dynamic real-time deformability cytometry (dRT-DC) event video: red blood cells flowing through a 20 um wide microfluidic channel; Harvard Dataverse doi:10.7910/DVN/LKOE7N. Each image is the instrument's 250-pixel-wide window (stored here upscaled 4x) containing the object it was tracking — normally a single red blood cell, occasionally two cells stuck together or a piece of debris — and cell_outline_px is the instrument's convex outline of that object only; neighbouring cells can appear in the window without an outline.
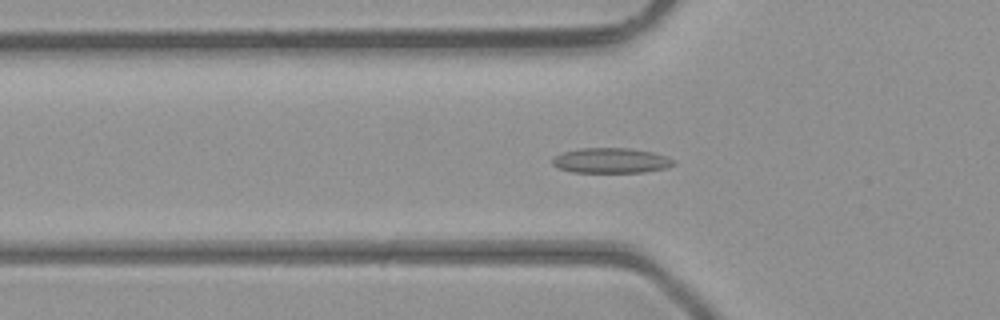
{"species": "common noctule bat (a hibernating species)", "species_latin": "Nyctalus noctula", "temperature_condition": "room temperature", "stored_images_in_passage": 46, "camera_frame_rate_fps": 3000, "um_per_image_px": 0.085, "animal": {"sex": "male", "body_mass_g": 23.1, "forearm_length_mm": 52.7}, "frame": {"image": 1, "passage_image": 15, "time_ms": 4.667, "image_size_px": [1000, 320], "cell_outline_px": [[676, 164], [664, 168], [644, 172], [572, 172], [556, 168], [552, 164], [552, 160], [556, 156], [564, 152], [580, 148], [628, 148], [656, 152], [676, 160]], "centroid_in_image_um": [51.96, 13.64], "position_along_channel_um": 73.8, "area_um2": 17.86}}
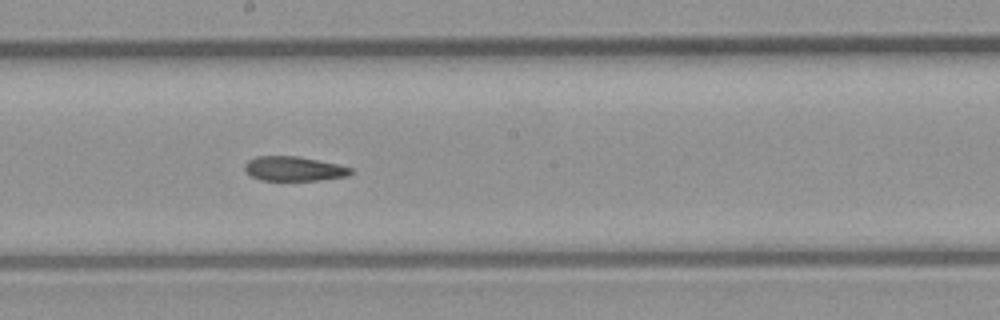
{"frame": {"image": 2, "passage_image": 25, "time_ms": 8.0, "image_size_px": [1000, 320], "cell_outline_px": [[352, 172], [348, 176], [320, 180], [260, 180], [244, 172], [244, 164], [248, 160], [256, 156], [296, 156], [336, 164], [352, 168]], "centroid_in_image_um": [24.93, 14.34], "position_along_channel_um": 223.3, "area_um2": 15.09}}
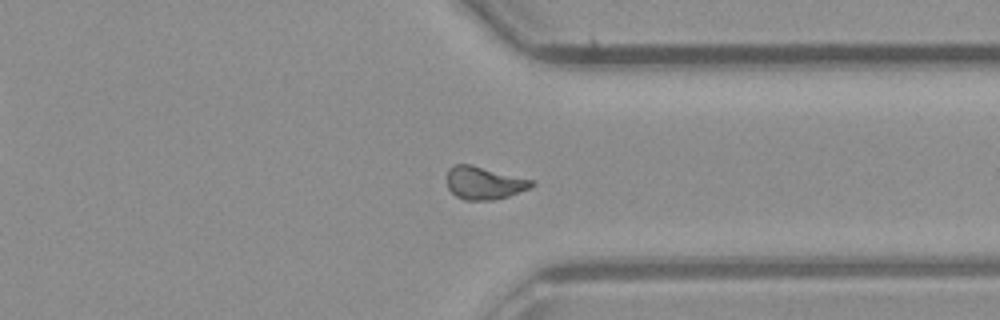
{"frame": {"image": 3, "passage_image": 35, "time_ms": 11.333, "image_size_px": [1000, 320], "cell_outline_px": [[536, 184], [532, 188], [508, 196], [492, 200], [464, 200], [456, 196], [448, 188], [448, 168], [452, 164], [472, 164], [536, 180]], "centroid_in_image_um": [41.2, 15.53], "position_along_channel_um": 370.2, "area_um2": 16.53}}